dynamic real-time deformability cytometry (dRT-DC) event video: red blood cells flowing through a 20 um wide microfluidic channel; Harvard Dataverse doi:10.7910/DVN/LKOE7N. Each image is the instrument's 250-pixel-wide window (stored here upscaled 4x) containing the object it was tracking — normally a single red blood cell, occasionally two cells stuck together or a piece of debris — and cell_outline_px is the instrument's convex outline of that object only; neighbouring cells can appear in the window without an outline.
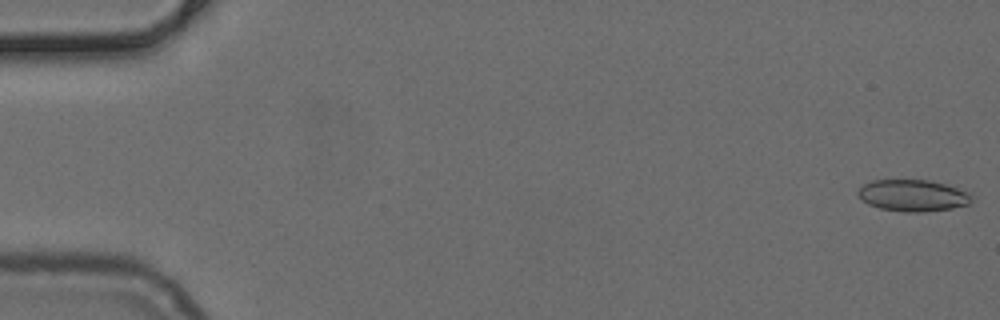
{"species": "common noctule bat (a hibernating species)", "species_latin": "Nyctalus noctula", "temperature_condition": "cold", "stored_images_in_passage": 51, "camera_frame_rate_fps": 3000, "um_per_image_px": 0.085, "animal": {"sex": "female", "body_mass_g": 24.6, "forearm_length_mm": 56.2}, "frame": {"image": 1, "passage_image": 1, "time_ms": 0.0, "image_size_px": [1000, 320], "cell_outline_px": [[972, 200], [968, 204], [952, 208], [924, 212], [904, 212], [880, 208], [868, 204], [856, 192], [864, 184], [872, 180], [928, 180], [944, 184], [968, 192], [972, 196]], "centroid_in_image_um": [77.59, 16.62], "position_along_channel_um": 7.4, "area_um2": 20.75}}
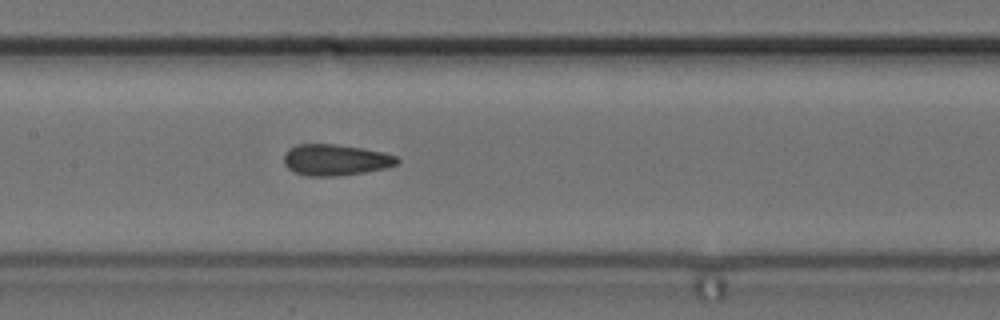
{"frame": {"image": 2, "passage_image": 25, "time_ms": 8.0, "image_size_px": [1000, 320], "cell_outline_px": [[400, 160], [396, 164], [384, 168], [364, 172], [340, 176], [308, 176], [296, 172], [288, 168], [284, 164], [284, 156], [292, 148], [300, 144], [336, 144], [364, 148], [396, 156]], "centroid_in_image_um": [28.53, 13.59], "position_along_channel_um": 178.9, "area_um2": 20.29}}
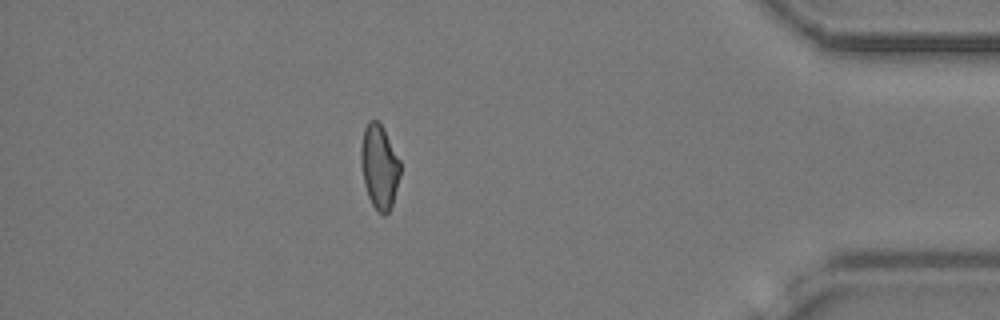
{"frame": {"image": 3, "passage_image": 45, "time_ms": 14.667, "image_size_px": [1000, 320], "cell_outline_px": [[400, 176], [392, 204], [388, 212], [384, 216], [372, 204], [368, 196], [364, 184], [360, 164], [360, 148], [364, 128], [368, 120], [376, 120], [384, 128], [400, 160]], "centroid_in_image_um": [32.23, 14.14], "position_along_channel_um": 403.0, "area_um2": 19.36}}